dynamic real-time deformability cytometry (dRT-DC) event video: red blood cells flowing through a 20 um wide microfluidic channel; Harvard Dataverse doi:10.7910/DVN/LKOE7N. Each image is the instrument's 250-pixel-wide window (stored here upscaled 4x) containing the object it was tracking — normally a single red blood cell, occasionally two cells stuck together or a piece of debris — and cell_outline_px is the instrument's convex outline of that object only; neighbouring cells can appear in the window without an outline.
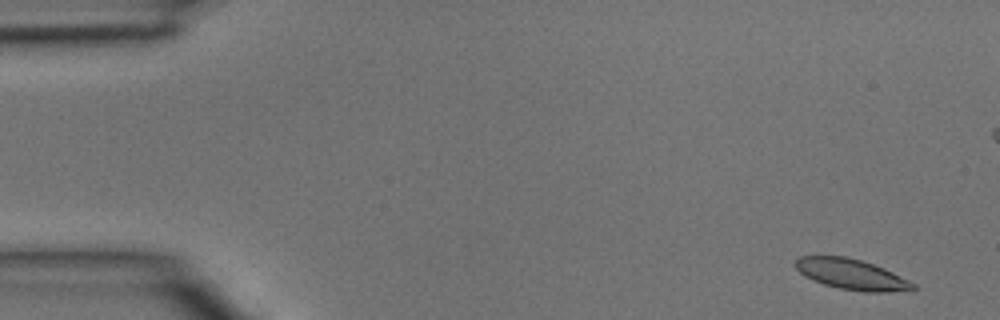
{"species": "common noctule bat (a hibernating species)", "species_latin": "Nyctalus noctula", "temperature_condition": "room temperature", "stored_images_in_passage": 4, "camera_frame_rate_fps": 3000, "um_per_image_px": 0.085, "animal": {"sex": "male", "body_mass_g": 15.6}, "frame": {"image": 1, "passage_image": 1, "time_ms": 0.0, "image_size_px": [1000, 320], "cell_outline_px": [[916, 288], [912, 292], [864, 292], [840, 288], [824, 284], [812, 280], [804, 276], [792, 264], [800, 256], [848, 256], [884, 268], [916, 284]], "centroid_in_image_um": [72.41, 23.33], "position_along_channel_um": 12.6, "area_um2": 21.15}}